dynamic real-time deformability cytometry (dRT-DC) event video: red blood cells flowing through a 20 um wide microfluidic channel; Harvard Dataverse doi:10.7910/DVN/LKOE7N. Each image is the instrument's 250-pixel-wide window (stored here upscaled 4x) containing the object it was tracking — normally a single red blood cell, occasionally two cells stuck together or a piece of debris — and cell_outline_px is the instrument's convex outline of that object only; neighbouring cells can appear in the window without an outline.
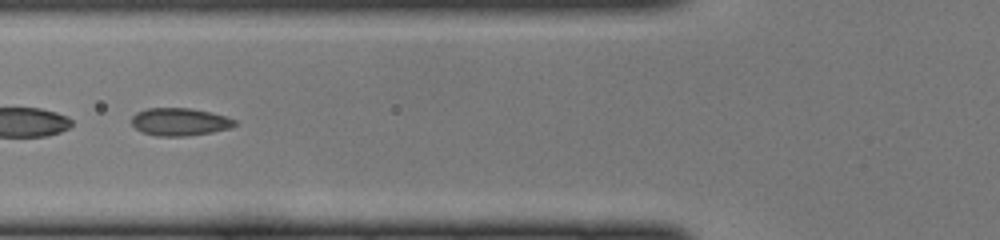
{"species": "common noctule bat (a hibernating species)", "species_latin": "Nyctalus noctula", "temperature_condition": "cold", "stored_images_in_passage": 44, "segment_of_instrument_passage": [2, 2], "camera_frame_rate_fps": 3000, "um_per_image_px": 0.085, "animal": {"sex": "female", "body_mass_g": 22.0, "forearm_length_mm": 56.7}, "frame": {"image": 1, "passage_image": 16, "time_ms": 5.0, "image_size_px": [1000, 240], "cell_outline_px": [[236, 124], [232, 128], [212, 132], [188, 136], [156, 136], [144, 132], [136, 128], [132, 124], [132, 116], [136, 112], [148, 108], [188, 108], [212, 112], [236, 120]], "centroid_in_image_um": [15.29, 10.35], "position_along_channel_um": 110.5, "area_um2": 16.65}}
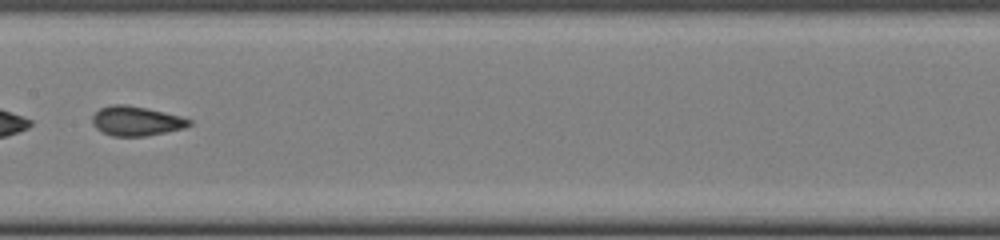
{"frame": {"image": 2, "passage_image": 22, "time_ms": 7.0, "image_size_px": [1000, 240], "cell_outline_px": [[192, 124], [184, 128], [144, 136], [112, 136], [96, 128], [92, 124], [92, 116], [100, 108], [112, 104], [124, 104], [148, 108], [180, 116], [192, 120]], "centroid_in_image_um": [11.57, 10.27], "position_along_channel_um": 195.8, "area_um2": 16.59}}